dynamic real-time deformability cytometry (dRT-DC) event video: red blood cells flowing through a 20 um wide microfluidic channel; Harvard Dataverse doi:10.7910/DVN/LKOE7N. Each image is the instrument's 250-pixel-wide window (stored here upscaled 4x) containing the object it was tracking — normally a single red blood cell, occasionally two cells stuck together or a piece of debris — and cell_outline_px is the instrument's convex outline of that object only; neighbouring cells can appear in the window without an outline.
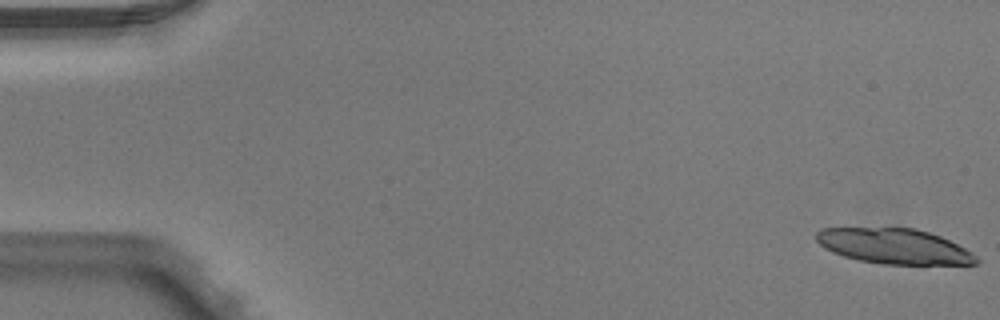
{"species": "Egyptian fruit bat (a non-hibernating species)", "species_latin": "Rousettus aegyptiacus", "temperature_condition": "warm", "stored_images_in_passage": 5, "camera_frame_rate_fps": 3000, "um_per_image_px": 0.085, "animal": {"sex": "male"}, "frame": {"image": 1, "passage_image": 1, "time_ms": 0.0, "image_size_px": [1000, 320], "cell_outline_px": [[980, 260], [976, 264], [884, 264], [860, 260], [844, 256], [832, 252], [824, 248], [816, 240], [816, 232], [820, 228], [916, 228], [940, 236], [972, 252]], "centroid_in_image_um": [75.99, 20.93], "position_along_channel_um": 9.0, "area_um2": 32.66}}